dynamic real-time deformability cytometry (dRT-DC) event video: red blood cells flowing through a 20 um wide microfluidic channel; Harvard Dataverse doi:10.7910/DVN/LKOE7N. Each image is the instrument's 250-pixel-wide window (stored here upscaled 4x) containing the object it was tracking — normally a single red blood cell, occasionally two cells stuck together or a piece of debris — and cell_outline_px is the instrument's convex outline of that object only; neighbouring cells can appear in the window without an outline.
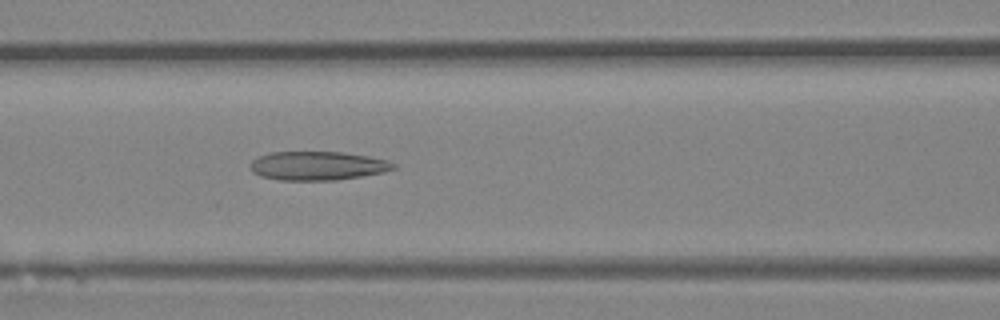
{"species": "Egyptian fruit bat (a non-hibernating species)", "species_latin": "Rousettus aegyptiacus", "temperature_condition": "room temperature", "stored_images_in_passage": 35, "camera_frame_rate_fps": 3000, "um_per_image_px": 0.085, "animal": {"sex": "female"}, "frame": {"image": 1, "passage_image": 12, "time_ms": 3.667, "image_size_px": [1000, 320], "cell_outline_px": [[396, 168], [384, 172], [336, 180], [280, 180], [260, 176], [252, 172], [252, 160], [260, 156], [272, 152], [344, 152], [368, 156], [388, 160], [396, 164]], "centroid_in_image_um": [27.03, 14.09], "position_along_channel_um": 139.6, "area_um2": 23.93}}
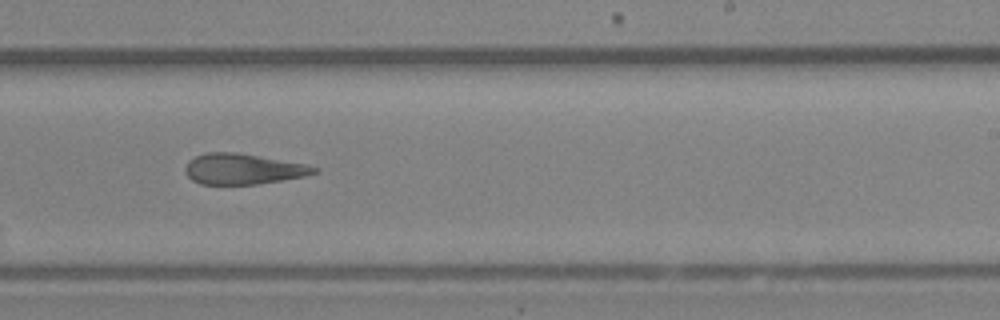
{"frame": {"image": 2, "passage_image": 21, "time_ms": 6.667, "image_size_px": [1000, 320], "cell_outline_px": [[320, 172], [304, 176], [256, 184], [200, 184], [192, 180], [184, 172], [184, 168], [188, 160], [196, 156], [208, 152], [236, 152], [308, 164], [320, 168]], "centroid_in_image_um": [20.66, 14.36], "position_along_channel_um": 268.3, "area_um2": 23.12}}
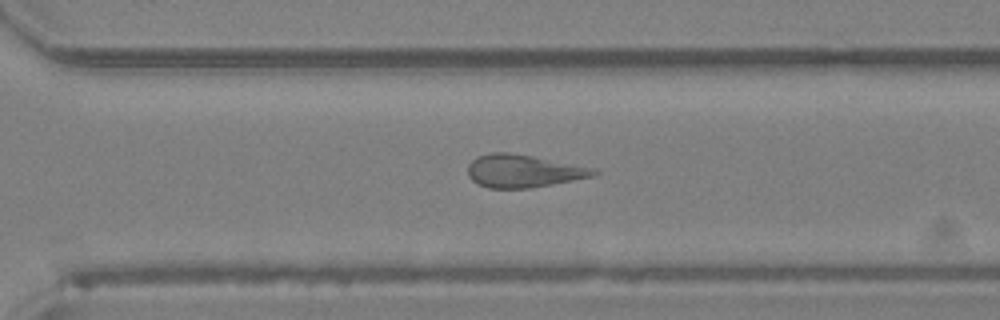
{"frame": {"image": 3, "passage_image": 25, "time_ms": 8.0, "image_size_px": [1000, 320], "cell_outline_px": [[600, 172], [596, 176], [552, 184], [528, 188], [488, 188], [472, 180], [468, 176], [468, 164], [476, 156], [492, 152], [508, 152], [532, 156], [596, 168]], "centroid_in_image_um": [44.5, 14.53], "position_along_channel_um": 326.1, "area_um2": 24.1}, "authors_computed_cell_mechanics": {"area_um2": 24.1604, "velocity_mm_per_s": 4.3269, "shape_relaxation_time_tau1_ms": null, "shape_relaxation_time_tau2_ms": 5.4324, "deformation_change_tau1": null, "deformation_change_tau2": 0.1972}}